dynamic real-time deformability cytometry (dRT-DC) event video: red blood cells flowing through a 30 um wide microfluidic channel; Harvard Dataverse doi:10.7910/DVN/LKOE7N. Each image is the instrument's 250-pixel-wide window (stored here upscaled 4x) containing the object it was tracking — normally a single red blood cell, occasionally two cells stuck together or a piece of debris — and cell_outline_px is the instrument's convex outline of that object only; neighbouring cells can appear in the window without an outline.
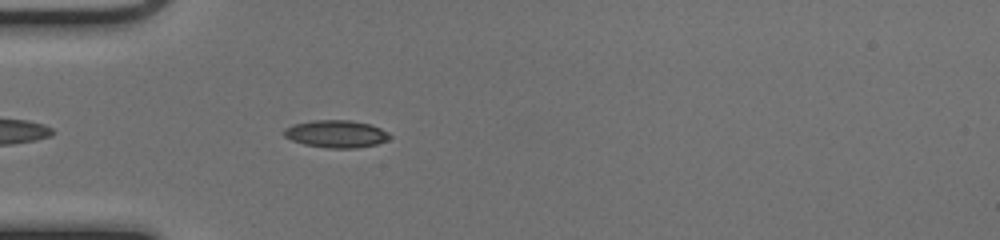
{"species": "common noctule bat (a hibernating species)", "species_latin": "Nyctalus noctula", "temperature_condition": "cold", "stored_images_in_passage": 39, "camera_frame_rate_fps": 3000, "um_per_image_px": 0.085, "animal": {"sex": "female", "body_mass_g": 17.0, "forearm_length_mm": 48.0}, "frame": {"image": 1, "passage_image": 4, "time_ms": 1.0, "image_size_px": [1000, 240], "cell_outline_px": [[392, 136], [388, 140], [376, 144], [356, 148], [328, 148], [304, 144], [292, 140], [284, 136], [284, 128], [292, 124], [312, 120], [348, 120], [368, 124], [380, 128], [388, 132]], "centroid_in_image_um": [28.56, 11.38], "position_along_channel_um": 56.4, "area_um2": 16.88}}
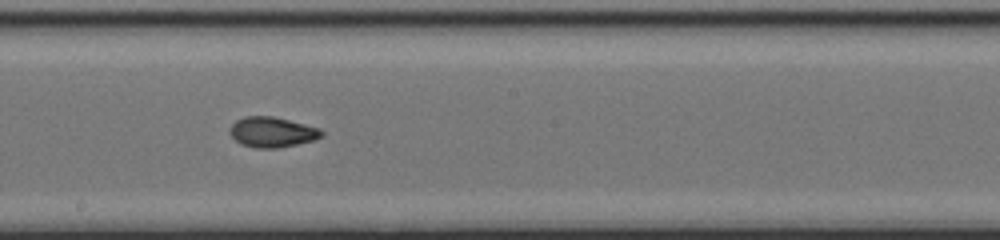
{"frame": {"image": 2, "passage_image": 17, "time_ms": 5.333, "image_size_px": [1000, 240], "cell_outline_px": [[324, 132], [320, 136], [312, 140], [296, 144], [276, 148], [256, 148], [240, 144], [228, 132], [228, 128], [236, 120], [244, 116], [272, 116], [320, 128]], "centroid_in_image_um": [23.07, 11.22], "position_along_channel_um": 225.1, "area_um2": 16.07}}
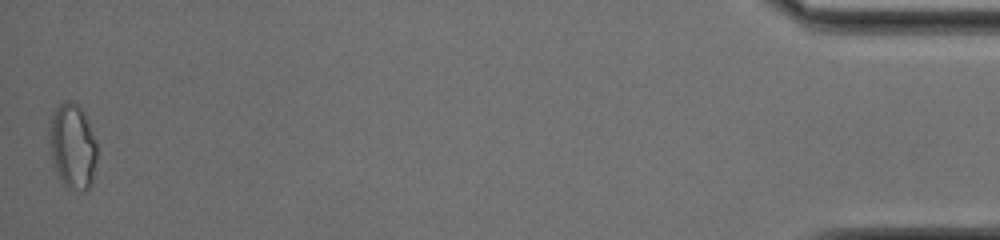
{"frame": {"image": 3, "passage_image": 39, "time_ms": 12.667, "image_size_px": [1000, 240], "cell_outline_px": [[96, 160], [92, 184], [84, 192], [68, 188], [64, 184], [52, 160], [48, 144], [48, 132], [52, 116], [56, 108], [60, 104], [68, 100], [72, 100], [84, 112], [96, 140]], "centroid_in_image_um": [6.17, 12.43], "position_along_channel_um": 429.0, "area_um2": 23.7}, "authors_computed_cell_mechanics": {"area_um2": 16.0106, "velocity_mm_per_s": 4.0431, "shape_relaxation_time_tau1_ms": 7.1004, "shape_relaxation_time_tau2_ms": 1.636, "deformation_change_tau1": 0.2196, "deformation_change_tau2": 0.069}}